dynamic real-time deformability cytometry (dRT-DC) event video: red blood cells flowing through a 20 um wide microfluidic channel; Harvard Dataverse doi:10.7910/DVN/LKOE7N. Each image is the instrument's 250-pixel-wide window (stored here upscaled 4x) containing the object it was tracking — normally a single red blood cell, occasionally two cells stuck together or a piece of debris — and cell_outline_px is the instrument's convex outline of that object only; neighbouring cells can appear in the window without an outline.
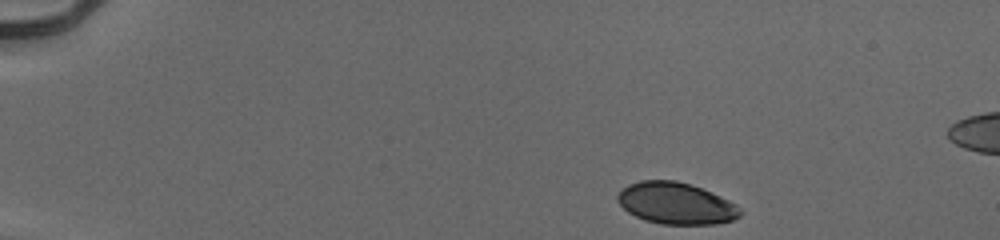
{"species": "human", "species_latin": "Homo sapiens", "temperature_condition": "cold", "stored_images_in_passage": 46, "camera_frame_rate_fps": 3000, "um_per_image_px": 0.085, "donor": {"sex": "male"}, "frame": {"image": 1, "passage_image": 1, "time_ms": 0.0, "image_size_px": [1000, 240], "cell_outline_px": [[744, 212], [740, 216], [732, 220], [716, 224], [660, 224], [644, 220], [628, 212], [616, 200], [616, 196], [628, 184], [640, 180], [676, 180], [692, 184], [720, 196], [736, 204]], "centroid_in_image_um": [57.47, 17.28], "position_along_channel_um": 27.5, "area_um2": 29.88}}
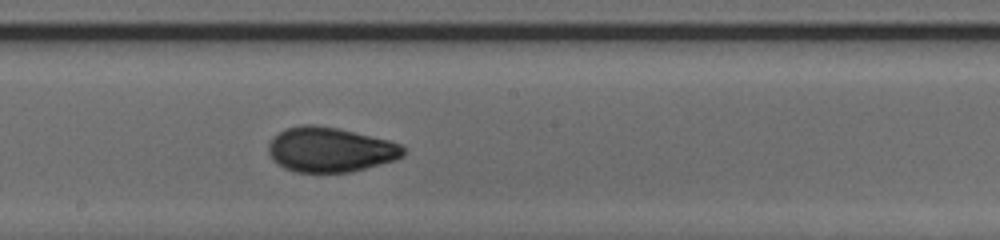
{"frame": {"image": 2, "passage_image": 24, "time_ms": 7.667, "image_size_px": [1000, 240], "cell_outline_px": [[404, 156], [396, 160], [352, 172], [296, 172], [284, 168], [276, 164], [272, 160], [268, 152], [268, 144], [272, 136], [288, 128], [304, 124], [316, 124], [336, 128], [388, 140], [400, 144], [404, 148]], "centroid_in_image_um": [28.04, 12.73], "position_along_channel_um": 220.2, "area_um2": 35.32}}
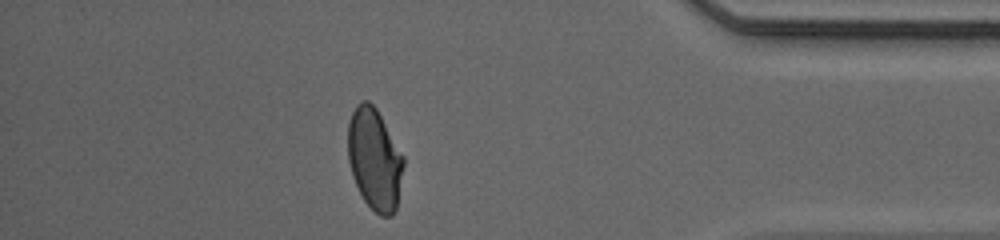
{"frame": {"image": 3, "passage_image": 40, "time_ms": 13.0, "image_size_px": [1000, 240], "cell_outline_px": [[404, 164], [396, 212], [392, 216], [380, 216], [364, 200], [352, 176], [348, 160], [348, 124], [352, 112], [356, 104], [360, 100], [368, 100], [376, 108], [404, 156]], "centroid_in_image_um": [31.84, 13.53], "position_along_channel_um": 403.4, "area_um2": 33.0}, "authors_computed_cell_mechanics": {"area_um2": 33.6974, "velocity_mm_per_s": 3.949, "shape_relaxation_time_tau1_ms": null, "shape_relaxation_time_tau2_ms": 1.1529, "deformation_change_tau1": null, "deformation_change_tau2": 0.0502}}